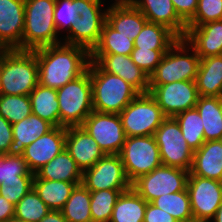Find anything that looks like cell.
Masks as SVG:
<instances>
[{"label": "cell", "mask_w": 222, "mask_h": 222, "mask_svg": "<svg viewBox=\"0 0 222 222\" xmlns=\"http://www.w3.org/2000/svg\"><path fill=\"white\" fill-rule=\"evenodd\" d=\"M103 5V0H56L53 17L57 33L67 32L62 43L82 46L91 52L106 22L108 7Z\"/></svg>", "instance_id": "1"}, {"label": "cell", "mask_w": 222, "mask_h": 222, "mask_svg": "<svg viewBox=\"0 0 222 222\" xmlns=\"http://www.w3.org/2000/svg\"><path fill=\"white\" fill-rule=\"evenodd\" d=\"M33 51L38 63L39 84L54 89L82 75L90 62V52L78 45L60 43Z\"/></svg>", "instance_id": "2"}, {"label": "cell", "mask_w": 222, "mask_h": 222, "mask_svg": "<svg viewBox=\"0 0 222 222\" xmlns=\"http://www.w3.org/2000/svg\"><path fill=\"white\" fill-rule=\"evenodd\" d=\"M39 84L36 54L30 50H8L0 61V94L27 95Z\"/></svg>", "instance_id": "3"}, {"label": "cell", "mask_w": 222, "mask_h": 222, "mask_svg": "<svg viewBox=\"0 0 222 222\" xmlns=\"http://www.w3.org/2000/svg\"><path fill=\"white\" fill-rule=\"evenodd\" d=\"M93 110L119 114L139 92L120 76L103 71L95 62H89Z\"/></svg>", "instance_id": "4"}, {"label": "cell", "mask_w": 222, "mask_h": 222, "mask_svg": "<svg viewBox=\"0 0 222 222\" xmlns=\"http://www.w3.org/2000/svg\"><path fill=\"white\" fill-rule=\"evenodd\" d=\"M56 0H25L22 50L62 43L54 22Z\"/></svg>", "instance_id": "5"}, {"label": "cell", "mask_w": 222, "mask_h": 222, "mask_svg": "<svg viewBox=\"0 0 222 222\" xmlns=\"http://www.w3.org/2000/svg\"><path fill=\"white\" fill-rule=\"evenodd\" d=\"M200 57L184 38H179L163 55L149 76V85H165L175 81H195Z\"/></svg>", "instance_id": "6"}, {"label": "cell", "mask_w": 222, "mask_h": 222, "mask_svg": "<svg viewBox=\"0 0 222 222\" xmlns=\"http://www.w3.org/2000/svg\"><path fill=\"white\" fill-rule=\"evenodd\" d=\"M56 91L60 111V127L81 126L93 111L89 65L82 75Z\"/></svg>", "instance_id": "7"}, {"label": "cell", "mask_w": 222, "mask_h": 222, "mask_svg": "<svg viewBox=\"0 0 222 222\" xmlns=\"http://www.w3.org/2000/svg\"><path fill=\"white\" fill-rule=\"evenodd\" d=\"M126 137L154 135L167 118L154 97L139 93L120 113Z\"/></svg>", "instance_id": "8"}, {"label": "cell", "mask_w": 222, "mask_h": 222, "mask_svg": "<svg viewBox=\"0 0 222 222\" xmlns=\"http://www.w3.org/2000/svg\"><path fill=\"white\" fill-rule=\"evenodd\" d=\"M119 155L131 184L162 165L154 135L126 137Z\"/></svg>", "instance_id": "9"}, {"label": "cell", "mask_w": 222, "mask_h": 222, "mask_svg": "<svg viewBox=\"0 0 222 222\" xmlns=\"http://www.w3.org/2000/svg\"><path fill=\"white\" fill-rule=\"evenodd\" d=\"M154 138L159 147L162 165L190 171L194 151L183 138L180 125L174 117H167L161 123Z\"/></svg>", "instance_id": "10"}, {"label": "cell", "mask_w": 222, "mask_h": 222, "mask_svg": "<svg viewBox=\"0 0 222 222\" xmlns=\"http://www.w3.org/2000/svg\"><path fill=\"white\" fill-rule=\"evenodd\" d=\"M189 171L166 165H160L148 174L140 176L132 183V188L146 201L187 188Z\"/></svg>", "instance_id": "11"}, {"label": "cell", "mask_w": 222, "mask_h": 222, "mask_svg": "<svg viewBox=\"0 0 222 222\" xmlns=\"http://www.w3.org/2000/svg\"><path fill=\"white\" fill-rule=\"evenodd\" d=\"M82 184L89 191L129 190L132 188L119 154H106L92 167L84 170Z\"/></svg>", "instance_id": "12"}, {"label": "cell", "mask_w": 222, "mask_h": 222, "mask_svg": "<svg viewBox=\"0 0 222 222\" xmlns=\"http://www.w3.org/2000/svg\"><path fill=\"white\" fill-rule=\"evenodd\" d=\"M187 190L194 220L209 222L222 204V182L189 175Z\"/></svg>", "instance_id": "13"}, {"label": "cell", "mask_w": 222, "mask_h": 222, "mask_svg": "<svg viewBox=\"0 0 222 222\" xmlns=\"http://www.w3.org/2000/svg\"><path fill=\"white\" fill-rule=\"evenodd\" d=\"M105 154H119L126 135L119 114L92 111L81 125Z\"/></svg>", "instance_id": "14"}, {"label": "cell", "mask_w": 222, "mask_h": 222, "mask_svg": "<svg viewBox=\"0 0 222 222\" xmlns=\"http://www.w3.org/2000/svg\"><path fill=\"white\" fill-rule=\"evenodd\" d=\"M149 93L166 117L194 108L199 94L195 81H175L165 85H149Z\"/></svg>", "instance_id": "15"}, {"label": "cell", "mask_w": 222, "mask_h": 222, "mask_svg": "<svg viewBox=\"0 0 222 222\" xmlns=\"http://www.w3.org/2000/svg\"><path fill=\"white\" fill-rule=\"evenodd\" d=\"M90 61L95 62L103 71L120 76L139 93L149 92V76L135 65L131 56L90 54Z\"/></svg>", "instance_id": "16"}, {"label": "cell", "mask_w": 222, "mask_h": 222, "mask_svg": "<svg viewBox=\"0 0 222 222\" xmlns=\"http://www.w3.org/2000/svg\"><path fill=\"white\" fill-rule=\"evenodd\" d=\"M65 139L66 127H53L46 134L26 146L22 156L30 171L35 174L57 156L65 148Z\"/></svg>", "instance_id": "17"}, {"label": "cell", "mask_w": 222, "mask_h": 222, "mask_svg": "<svg viewBox=\"0 0 222 222\" xmlns=\"http://www.w3.org/2000/svg\"><path fill=\"white\" fill-rule=\"evenodd\" d=\"M25 0H0V43L22 50Z\"/></svg>", "instance_id": "18"}, {"label": "cell", "mask_w": 222, "mask_h": 222, "mask_svg": "<svg viewBox=\"0 0 222 222\" xmlns=\"http://www.w3.org/2000/svg\"><path fill=\"white\" fill-rule=\"evenodd\" d=\"M65 149L82 172L106 155L82 126L66 127Z\"/></svg>", "instance_id": "19"}, {"label": "cell", "mask_w": 222, "mask_h": 222, "mask_svg": "<svg viewBox=\"0 0 222 222\" xmlns=\"http://www.w3.org/2000/svg\"><path fill=\"white\" fill-rule=\"evenodd\" d=\"M128 1L141 11L149 22L166 26L178 38L186 35L187 25L176 13L172 0Z\"/></svg>", "instance_id": "20"}, {"label": "cell", "mask_w": 222, "mask_h": 222, "mask_svg": "<svg viewBox=\"0 0 222 222\" xmlns=\"http://www.w3.org/2000/svg\"><path fill=\"white\" fill-rule=\"evenodd\" d=\"M108 5L106 22L125 37L135 40L148 21L128 0H114Z\"/></svg>", "instance_id": "21"}, {"label": "cell", "mask_w": 222, "mask_h": 222, "mask_svg": "<svg viewBox=\"0 0 222 222\" xmlns=\"http://www.w3.org/2000/svg\"><path fill=\"white\" fill-rule=\"evenodd\" d=\"M184 39L200 59L222 55V20L187 27Z\"/></svg>", "instance_id": "22"}, {"label": "cell", "mask_w": 222, "mask_h": 222, "mask_svg": "<svg viewBox=\"0 0 222 222\" xmlns=\"http://www.w3.org/2000/svg\"><path fill=\"white\" fill-rule=\"evenodd\" d=\"M189 175L222 182V140L205 141L194 151Z\"/></svg>", "instance_id": "23"}, {"label": "cell", "mask_w": 222, "mask_h": 222, "mask_svg": "<svg viewBox=\"0 0 222 222\" xmlns=\"http://www.w3.org/2000/svg\"><path fill=\"white\" fill-rule=\"evenodd\" d=\"M195 82L199 96L222 97V55L201 58Z\"/></svg>", "instance_id": "24"}, {"label": "cell", "mask_w": 222, "mask_h": 222, "mask_svg": "<svg viewBox=\"0 0 222 222\" xmlns=\"http://www.w3.org/2000/svg\"><path fill=\"white\" fill-rule=\"evenodd\" d=\"M53 127L47 120L31 113L27 118L12 125L13 144L10 153L22 154L26 146L46 134Z\"/></svg>", "instance_id": "25"}, {"label": "cell", "mask_w": 222, "mask_h": 222, "mask_svg": "<svg viewBox=\"0 0 222 222\" xmlns=\"http://www.w3.org/2000/svg\"><path fill=\"white\" fill-rule=\"evenodd\" d=\"M82 174L83 172L65 148L35 173L39 179L72 183H82Z\"/></svg>", "instance_id": "26"}, {"label": "cell", "mask_w": 222, "mask_h": 222, "mask_svg": "<svg viewBox=\"0 0 222 222\" xmlns=\"http://www.w3.org/2000/svg\"><path fill=\"white\" fill-rule=\"evenodd\" d=\"M195 107L202 118L205 141L222 140V97L199 96Z\"/></svg>", "instance_id": "27"}, {"label": "cell", "mask_w": 222, "mask_h": 222, "mask_svg": "<svg viewBox=\"0 0 222 222\" xmlns=\"http://www.w3.org/2000/svg\"><path fill=\"white\" fill-rule=\"evenodd\" d=\"M32 114L47 120L54 127H60V111L57 91L38 84L29 95Z\"/></svg>", "instance_id": "28"}, {"label": "cell", "mask_w": 222, "mask_h": 222, "mask_svg": "<svg viewBox=\"0 0 222 222\" xmlns=\"http://www.w3.org/2000/svg\"><path fill=\"white\" fill-rule=\"evenodd\" d=\"M81 183L39 179L34 175L33 189L40 199L51 209L61 210L69 199L72 190Z\"/></svg>", "instance_id": "29"}, {"label": "cell", "mask_w": 222, "mask_h": 222, "mask_svg": "<svg viewBox=\"0 0 222 222\" xmlns=\"http://www.w3.org/2000/svg\"><path fill=\"white\" fill-rule=\"evenodd\" d=\"M147 202L133 189L121 193L110 222H143Z\"/></svg>", "instance_id": "30"}, {"label": "cell", "mask_w": 222, "mask_h": 222, "mask_svg": "<svg viewBox=\"0 0 222 222\" xmlns=\"http://www.w3.org/2000/svg\"><path fill=\"white\" fill-rule=\"evenodd\" d=\"M178 39L166 26L147 21L134 40V48L168 50Z\"/></svg>", "instance_id": "31"}, {"label": "cell", "mask_w": 222, "mask_h": 222, "mask_svg": "<svg viewBox=\"0 0 222 222\" xmlns=\"http://www.w3.org/2000/svg\"><path fill=\"white\" fill-rule=\"evenodd\" d=\"M90 201V191L81 183L75 186L60 211L68 222H93Z\"/></svg>", "instance_id": "32"}, {"label": "cell", "mask_w": 222, "mask_h": 222, "mask_svg": "<svg viewBox=\"0 0 222 222\" xmlns=\"http://www.w3.org/2000/svg\"><path fill=\"white\" fill-rule=\"evenodd\" d=\"M133 49L134 41L117 32L105 22L99 42L90 54H121L131 56Z\"/></svg>", "instance_id": "33"}, {"label": "cell", "mask_w": 222, "mask_h": 222, "mask_svg": "<svg viewBox=\"0 0 222 222\" xmlns=\"http://www.w3.org/2000/svg\"><path fill=\"white\" fill-rule=\"evenodd\" d=\"M151 203L166 211L178 222H190L194 220L187 188L176 193L162 195L154 199Z\"/></svg>", "instance_id": "34"}, {"label": "cell", "mask_w": 222, "mask_h": 222, "mask_svg": "<svg viewBox=\"0 0 222 222\" xmlns=\"http://www.w3.org/2000/svg\"><path fill=\"white\" fill-rule=\"evenodd\" d=\"M174 118L179 123L183 138L187 141L188 146L193 151L198 150L205 142V136L202 118L196 107L183 111Z\"/></svg>", "instance_id": "35"}, {"label": "cell", "mask_w": 222, "mask_h": 222, "mask_svg": "<svg viewBox=\"0 0 222 222\" xmlns=\"http://www.w3.org/2000/svg\"><path fill=\"white\" fill-rule=\"evenodd\" d=\"M127 190L90 191V212L93 222H110L113 208L121 193Z\"/></svg>", "instance_id": "36"}, {"label": "cell", "mask_w": 222, "mask_h": 222, "mask_svg": "<svg viewBox=\"0 0 222 222\" xmlns=\"http://www.w3.org/2000/svg\"><path fill=\"white\" fill-rule=\"evenodd\" d=\"M31 113L29 96L0 94V116L12 125L27 118Z\"/></svg>", "instance_id": "37"}, {"label": "cell", "mask_w": 222, "mask_h": 222, "mask_svg": "<svg viewBox=\"0 0 222 222\" xmlns=\"http://www.w3.org/2000/svg\"><path fill=\"white\" fill-rule=\"evenodd\" d=\"M51 209L32 188L16 205L14 216L26 222H40Z\"/></svg>", "instance_id": "38"}, {"label": "cell", "mask_w": 222, "mask_h": 222, "mask_svg": "<svg viewBox=\"0 0 222 222\" xmlns=\"http://www.w3.org/2000/svg\"><path fill=\"white\" fill-rule=\"evenodd\" d=\"M34 175H18V179L3 181L0 195L14 206L33 188Z\"/></svg>", "instance_id": "39"}, {"label": "cell", "mask_w": 222, "mask_h": 222, "mask_svg": "<svg viewBox=\"0 0 222 222\" xmlns=\"http://www.w3.org/2000/svg\"><path fill=\"white\" fill-rule=\"evenodd\" d=\"M18 175H35L28 168L22 154H0V184L3 181L18 179Z\"/></svg>", "instance_id": "40"}, {"label": "cell", "mask_w": 222, "mask_h": 222, "mask_svg": "<svg viewBox=\"0 0 222 222\" xmlns=\"http://www.w3.org/2000/svg\"><path fill=\"white\" fill-rule=\"evenodd\" d=\"M217 20H222V0H198L197 10L186 25L195 27Z\"/></svg>", "instance_id": "41"}, {"label": "cell", "mask_w": 222, "mask_h": 222, "mask_svg": "<svg viewBox=\"0 0 222 222\" xmlns=\"http://www.w3.org/2000/svg\"><path fill=\"white\" fill-rule=\"evenodd\" d=\"M167 51L168 50L134 48L131 53V58L137 67L150 76Z\"/></svg>", "instance_id": "42"}, {"label": "cell", "mask_w": 222, "mask_h": 222, "mask_svg": "<svg viewBox=\"0 0 222 222\" xmlns=\"http://www.w3.org/2000/svg\"><path fill=\"white\" fill-rule=\"evenodd\" d=\"M13 144L12 124L0 116V154H9Z\"/></svg>", "instance_id": "43"}, {"label": "cell", "mask_w": 222, "mask_h": 222, "mask_svg": "<svg viewBox=\"0 0 222 222\" xmlns=\"http://www.w3.org/2000/svg\"><path fill=\"white\" fill-rule=\"evenodd\" d=\"M178 16L187 23L195 14L198 0H172Z\"/></svg>", "instance_id": "44"}, {"label": "cell", "mask_w": 222, "mask_h": 222, "mask_svg": "<svg viewBox=\"0 0 222 222\" xmlns=\"http://www.w3.org/2000/svg\"><path fill=\"white\" fill-rule=\"evenodd\" d=\"M143 222H178L173 216L156 207L151 202H147V208Z\"/></svg>", "instance_id": "45"}, {"label": "cell", "mask_w": 222, "mask_h": 222, "mask_svg": "<svg viewBox=\"0 0 222 222\" xmlns=\"http://www.w3.org/2000/svg\"><path fill=\"white\" fill-rule=\"evenodd\" d=\"M15 206L0 195V222H7L14 216Z\"/></svg>", "instance_id": "46"}, {"label": "cell", "mask_w": 222, "mask_h": 222, "mask_svg": "<svg viewBox=\"0 0 222 222\" xmlns=\"http://www.w3.org/2000/svg\"><path fill=\"white\" fill-rule=\"evenodd\" d=\"M40 222H68L61 211L51 210Z\"/></svg>", "instance_id": "47"}, {"label": "cell", "mask_w": 222, "mask_h": 222, "mask_svg": "<svg viewBox=\"0 0 222 222\" xmlns=\"http://www.w3.org/2000/svg\"><path fill=\"white\" fill-rule=\"evenodd\" d=\"M209 222H222V204L216 211V214Z\"/></svg>", "instance_id": "48"}, {"label": "cell", "mask_w": 222, "mask_h": 222, "mask_svg": "<svg viewBox=\"0 0 222 222\" xmlns=\"http://www.w3.org/2000/svg\"><path fill=\"white\" fill-rule=\"evenodd\" d=\"M7 51H8V49H7L3 44L0 43V61H1L2 57H3V55H4Z\"/></svg>", "instance_id": "49"}, {"label": "cell", "mask_w": 222, "mask_h": 222, "mask_svg": "<svg viewBox=\"0 0 222 222\" xmlns=\"http://www.w3.org/2000/svg\"><path fill=\"white\" fill-rule=\"evenodd\" d=\"M7 222H26L16 216H13L12 218H10Z\"/></svg>", "instance_id": "50"}]
</instances>
